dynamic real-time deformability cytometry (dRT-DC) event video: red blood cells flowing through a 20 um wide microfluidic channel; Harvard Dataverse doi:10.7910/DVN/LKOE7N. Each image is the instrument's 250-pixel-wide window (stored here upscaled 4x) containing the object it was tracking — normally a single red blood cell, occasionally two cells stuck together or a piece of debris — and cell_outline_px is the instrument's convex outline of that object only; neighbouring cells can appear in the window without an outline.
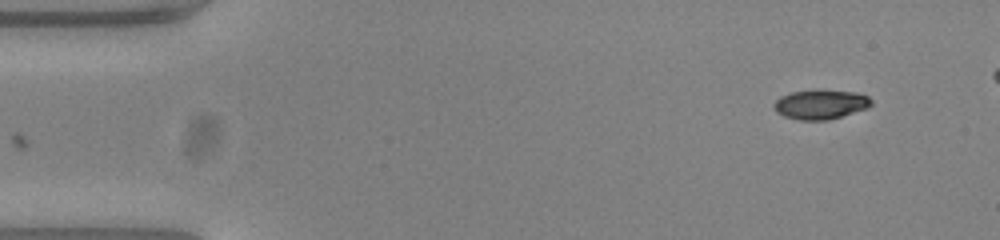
{"species": "common noctule bat (a hibernating species)", "species_latin": "Nyctalus noctula", "temperature_condition": "warm", "stored_images_in_passage": 46, "camera_frame_rate_fps": 3000, "um_per_image_px": 0.085, "animal": {"sex": "female", "body_mass_g": 23.0, "forearm_length_mm": 53.4}, "frame": {"image": 1, "passage_image": 1, "time_ms": 0.0, "image_size_px": [1000, 240], "cell_outline_px": [[872, 104], [868, 108], [828, 120], [800, 120], [784, 116], [776, 112], [772, 104], [780, 96], [792, 92], [816, 88], [856, 92], [868, 96], [872, 100]], "centroid_in_image_um": [69.74, 8.85], "position_along_channel_um": 15.3, "area_um2": 17.11}}
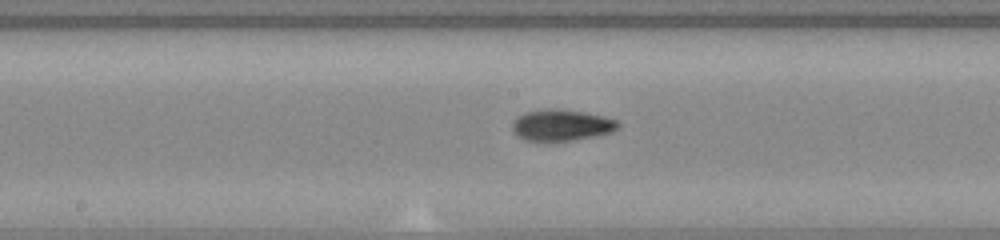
{"frame": {"image": 2, "passage_image": 24, "time_ms": 7.667, "image_size_px": [1000, 240], "cell_outline_px": [[620, 124], [612, 132], [572, 140], [524, 140], [516, 136], [512, 132], [512, 124], [516, 116], [524, 112], [548, 108], [560, 108], [584, 112], [604, 116], [616, 120]], "centroid_in_image_um": [47.67, 10.61], "position_along_channel_um": 200.5, "area_um2": 19.31}}
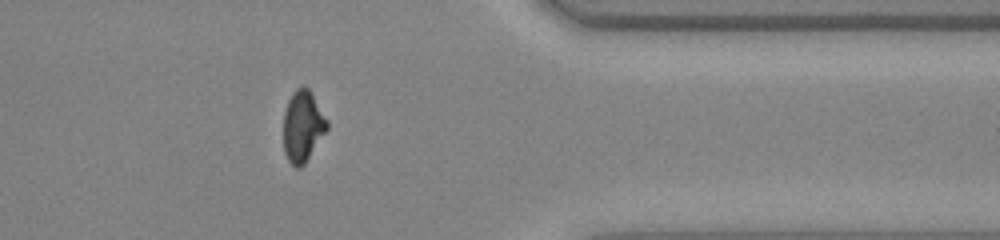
{"frame": {"image": 3, "passage_image": 40, "time_ms": 13.0, "image_size_px": [1000, 240], "cell_outline_px": [[328, 128], [304, 164], [300, 168], [296, 168], [288, 160], [284, 152], [284, 112], [288, 100], [292, 92], [296, 88], [304, 84], [308, 88], [328, 120]], "centroid_in_image_um": [25.72, 10.71], "position_along_channel_um": 385.7, "area_um2": 18.03}}